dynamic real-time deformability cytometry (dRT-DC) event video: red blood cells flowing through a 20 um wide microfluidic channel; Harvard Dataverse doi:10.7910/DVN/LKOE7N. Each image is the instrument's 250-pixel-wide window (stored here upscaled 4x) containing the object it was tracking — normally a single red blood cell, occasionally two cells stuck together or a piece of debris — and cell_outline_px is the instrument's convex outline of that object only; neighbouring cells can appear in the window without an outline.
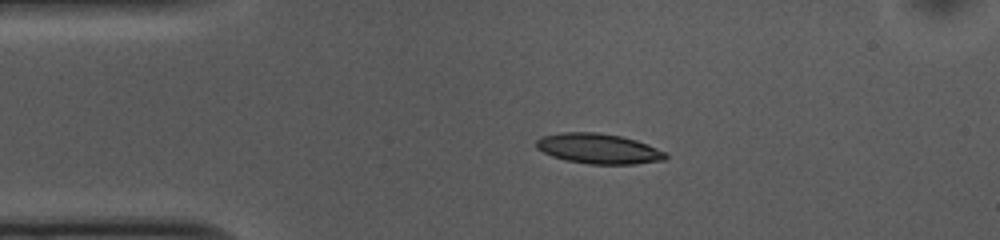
{"species": "common noctule bat (a hibernating species)", "species_latin": "Nyctalus noctula", "temperature_condition": "cold", "stored_images_in_passage": 43, "camera_frame_rate_fps": 3000, "um_per_image_px": 0.085, "animal": {"sex": "female", "body_mass_g": 10.0, "forearm_length_mm": 53.1}, "frame": {"image": 1, "passage_image": 1, "time_ms": 0.0, "image_size_px": [1000, 240], "cell_outline_px": [[668, 156], [664, 160], [636, 164], [588, 164], [564, 160], [552, 156], [536, 148], [536, 140], [544, 136], [560, 132], [596, 132], [620, 136], [636, 140], [648, 144], [668, 152]], "centroid_in_image_um": [50.9, 12.64], "position_along_channel_um": 34.1, "area_um2": 22.89}}
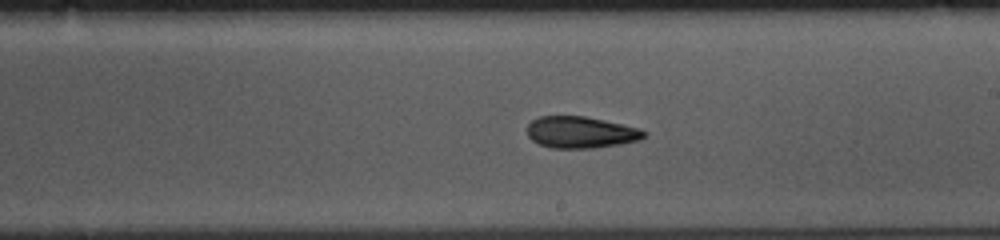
{"frame": {"image": 2, "passage_image": 20, "time_ms": 6.333, "image_size_px": [1000, 240], "cell_outline_px": [[648, 136], [640, 140], [620, 144], [592, 148], [552, 148], [540, 144], [532, 140], [528, 136], [528, 124], [532, 120], [540, 116], [584, 116], [604, 120], [640, 128], [648, 132]], "centroid_in_image_um": [49.41, 11.24], "position_along_channel_um": 239.6, "area_um2": 21.62}}
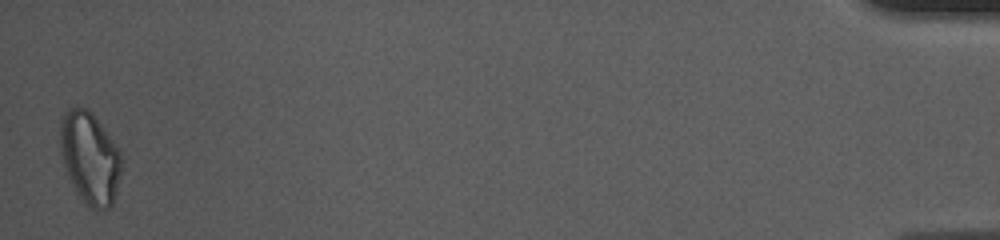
{"frame": {"image": 3, "passage_image": 43, "time_ms": 14.0, "image_size_px": [1000, 240], "cell_outline_px": [[120, 172], [112, 204], [108, 208], [96, 212], [84, 204], [76, 192], [68, 176], [60, 152], [60, 120], [64, 112], [72, 108], [88, 108], [92, 112], [112, 140], [120, 152]], "centroid_in_image_um": [7.6, 13.44], "position_along_channel_um": 427.6, "area_um2": 32.6}, "authors_computed_cell_mechanics": {"area_um2": 22.831, "velocity_mm_per_s": 3.7019, "shape_relaxation_time_tau1_ms": 4.2967, "shape_relaxation_time_tau2_ms": 2.5796, "deformation_change_tau1": 0.1222, "deformation_change_tau2": 0.0967}}